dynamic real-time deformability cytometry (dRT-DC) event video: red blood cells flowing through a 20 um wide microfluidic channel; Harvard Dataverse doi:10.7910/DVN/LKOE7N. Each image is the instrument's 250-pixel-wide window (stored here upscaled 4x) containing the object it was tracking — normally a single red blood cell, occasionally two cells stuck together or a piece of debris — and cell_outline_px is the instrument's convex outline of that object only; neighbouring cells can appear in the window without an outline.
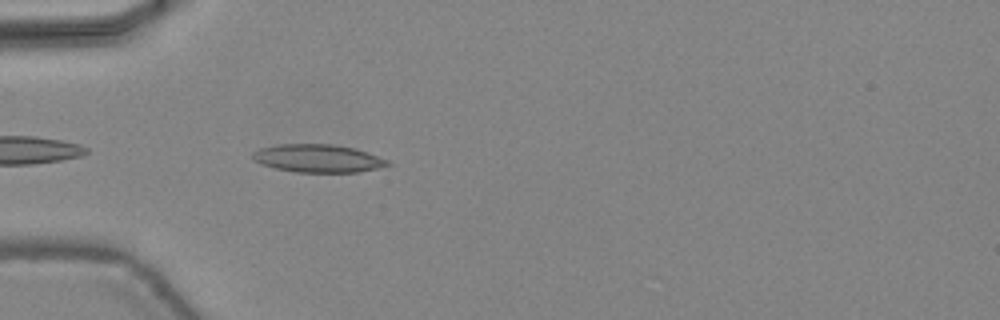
{"species": "common noctule bat (a hibernating species)", "species_latin": "Nyctalus noctula", "temperature_condition": "warm", "stored_images_in_passage": 6, "camera_frame_rate_fps": 3000, "um_per_image_px": 0.085, "animal": {"sex": "female", "body_mass_g": 24.6, "forearm_length_mm": 56.2}, "frame": {"image": 1, "passage_image": 2, "time_ms": 0.333, "image_size_px": [1000, 320], "cell_outline_px": [[392, 164], [376, 168], [356, 172], [296, 172], [276, 168], [260, 164], [252, 160], [252, 152], [260, 148], [280, 144], [332, 144], [352, 148], [388, 160]], "centroid_in_image_um": [26.95, 13.46], "position_along_channel_um": 58.0, "area_um2": 21.73}}